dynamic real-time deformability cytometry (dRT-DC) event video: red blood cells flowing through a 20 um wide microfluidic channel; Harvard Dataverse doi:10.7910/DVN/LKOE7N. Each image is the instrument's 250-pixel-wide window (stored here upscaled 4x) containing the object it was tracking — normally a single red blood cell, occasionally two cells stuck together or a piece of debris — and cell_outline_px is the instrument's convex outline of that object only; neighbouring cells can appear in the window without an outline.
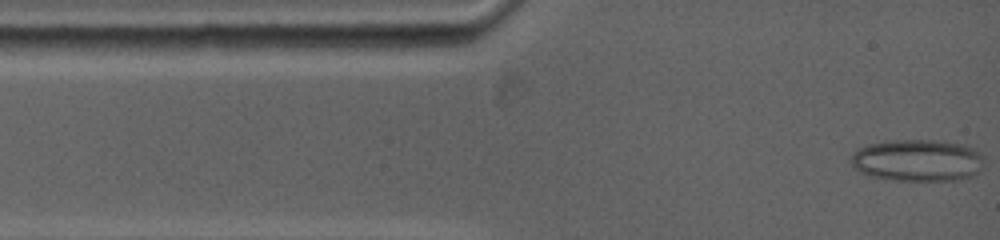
{"species": "common noctule bat (a hibernating species)", "species_latin": "Nyctalus noctula", "temperature_condition": "warm", "stored_images_in_passage": 5, "camera_frame_rate_fps": 5000, "um_per_image_px": 0.085, "animal": {"sex": "female", "body_mass_g": 19.0, "forearm_length_mm": 53.3}, "frame": {"image": 1, "passage_image": 1, "time_ms": 0.0, "image_size_px": [1000, 240], "cell_outline_px": [[984, 160], [980, 172], [972, 176], [960, 180], [896, 180], [872, 176], [860, 172], [852, 164], [852, 156], [860, 148], [872, 144], [892, 140], [944, 140], [960, 144], [972, 148]], "centroid_in_image_um": [78.04, 13.63], "position_along_channel_um": 7.0, "area_um2": 32.19}}